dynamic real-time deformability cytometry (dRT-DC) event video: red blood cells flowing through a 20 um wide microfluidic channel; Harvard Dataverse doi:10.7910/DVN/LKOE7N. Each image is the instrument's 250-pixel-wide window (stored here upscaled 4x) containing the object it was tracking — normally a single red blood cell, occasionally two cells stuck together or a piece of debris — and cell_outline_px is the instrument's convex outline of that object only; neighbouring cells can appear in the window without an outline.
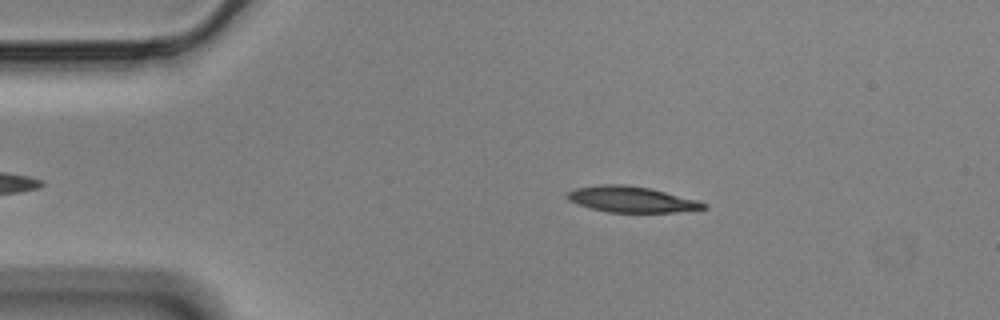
{"species": "Egyptian fruit bat (a non-hibernating species)", "species_latin": "Rousettus aegyptiacus", "temperature_condition": "cold", "stored_images_in_passage": 45, "camera_frame_rate_fps": 3000, "um_per_image_px": 0.085, "animal": {"sex": "male"}, "frame": {"image": 1, "passage_image": 7, "time_ms": 2.0, "image_size_px": [1000, 320], "cell_outline_px": [[708, 208], [676, 212], [608, 212], [592, 208], [568, 200], [564, 196], [564, 192], [576, 188], [604, 184], [624, 184], [652, 188], [700, 200], [708, 204]], "centroid_in_image_um": [53.72, 16.93], "position_along_channel_um": 31.3, "area_um2": 20.81}}
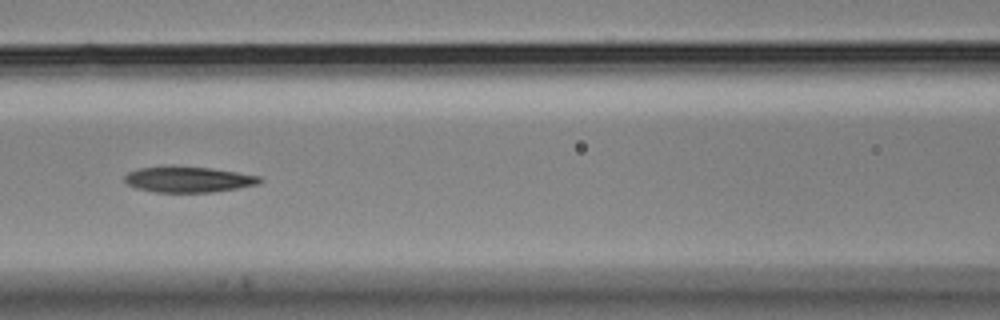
{"frame": {"image": 2, "passage_image": 21, "time_ms": 6.667, "image_size_px": [1000, 320], "cell_outline_px": [[264, 180], [256, 184], [236, 188], [212, 192], [156, 192], [136, 188], [128, 184], [124, 180], [124, 176], [128, 172], [140, 168], [172, 164], [212, 168], [260, 176]], "centroid_in_image_um": [15.97, 15.22], "position_along_channel_um": 150.6, "area_um2": 20.58}}
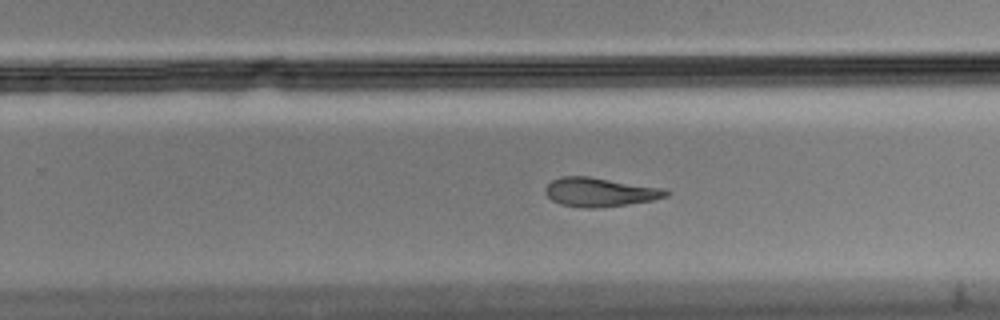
{"frame": {"image": 3, "passage_image": 32, "time_ms": 10.333, "image_size_px": [1000, 320], "cell_outline_px": [[668, 196], [652, 200], [628, 204], [596, 208], [584, 208], [560, 204], [552, 200], [544, 192], [544, 188], [552, 180], [560, 176], [588, 176], [668, 188]], "centroid_in_image_um": [51.0, 16.32], "position_along_channel_um": 278.8, "area_um2": 20.58}, "authors_computed_cell_mechanics": {"area_um2": 20.808, "velocity_mm_per_s": 3.5074, "shape_relaxation_time_tau1_ms": 6.4481, "shape_relaxation_time_tau2_ms": 6.4036, "deformation_change_tau1": 0.1687, "deformation_change_tau2": 0.169}}